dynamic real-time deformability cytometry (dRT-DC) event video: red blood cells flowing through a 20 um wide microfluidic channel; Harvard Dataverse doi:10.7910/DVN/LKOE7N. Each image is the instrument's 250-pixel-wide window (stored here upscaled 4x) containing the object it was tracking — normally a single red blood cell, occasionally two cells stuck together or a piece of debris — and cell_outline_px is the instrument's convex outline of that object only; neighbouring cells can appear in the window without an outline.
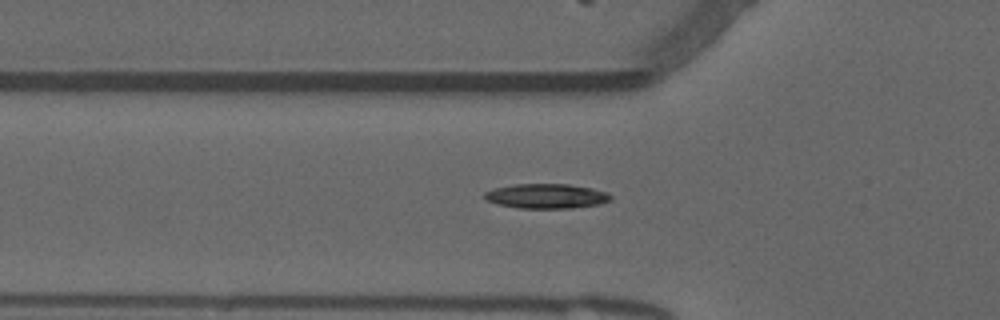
{"species": "common noctule bat (a hibernating species)", "species_latin": "Nyctalus noctula", "temperature_condition": "warm", "stored_images_in_passage": 46, "camera_frame_rate_fps": 3000, "um_per_image_px": 0.085, "animal": {"sex": "male", "forearm_length_mm": 52.5}, "frame": {"image": 1, "passage_image": 17, "time_ms": 5.333, "image_size_px": [1000, 320], "cell_outline_px": [[612, 200], [600, 204], [572, 208], [520, 208], [496, 204], [484, 200], [484, 192], [496, 188], [516, 184], [568, 184], [592, 188], [608, 192], [612, 196]], "centroid_in_image_um": [46.46, 16.67], "position_along_channel_um": 79.3, "area_um2": 18.26}}
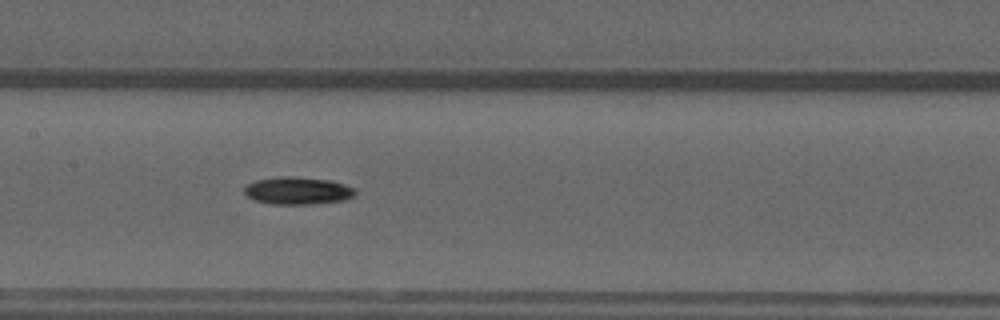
{"frame": {"image": 2, "passage_image": 25, "time_ms": 8.0, "image_size_px": [1000, 320], "cell_outline_px": [[356, 192], [352, 196], [344, 200], [312, 204], [268, 204], [256, 200], [248, 196], [244, 192], [244, 188], [248, 184], [256, 180], [276, 176], [292, 176], [328, 180], [344, 184], [356, 188]], "centroid_in_image_um": [25.29, 16.2], "position_along_channel_um": 182.1, "area_um2": 17.74}}
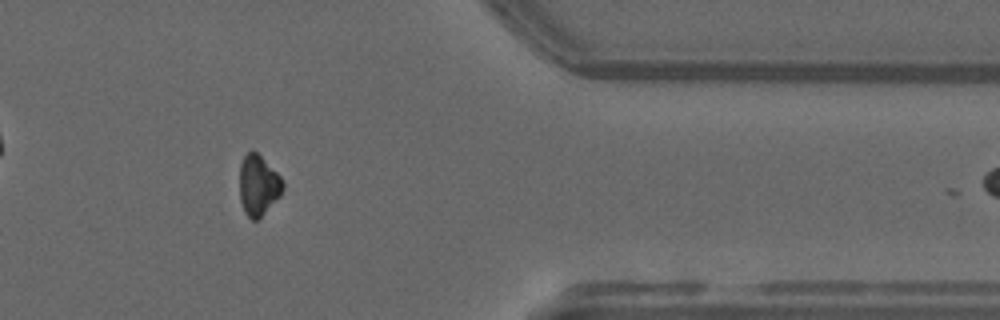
{"frame": {"image": 3, "passage_image": 43, "time_ms": 14.0, "image_size_px": [1000, 320], "cell_outline_px": [[284, 188], [280, 196], [256, 220], [252, 220], [244, 212], [240, 200], [240, 164], [244, 156], [252, 148], [280, 176], [284, 184]], "centroid_in_image_um": [21.94, 15.73], "position_along_channel_um": 389.5, "area_um2": 15.03}, "authors_computed_cell_mechanics": {"area_um2": 17.1955, "velocity_mm_per_s": 3.8348, "shape_relaxation_time_tau1_ms": 11.3132, "shape_relaxation_time_tau2_ms": null, "deformation_change_tau1": 0.2525, "deformation_change_tau2": null}}